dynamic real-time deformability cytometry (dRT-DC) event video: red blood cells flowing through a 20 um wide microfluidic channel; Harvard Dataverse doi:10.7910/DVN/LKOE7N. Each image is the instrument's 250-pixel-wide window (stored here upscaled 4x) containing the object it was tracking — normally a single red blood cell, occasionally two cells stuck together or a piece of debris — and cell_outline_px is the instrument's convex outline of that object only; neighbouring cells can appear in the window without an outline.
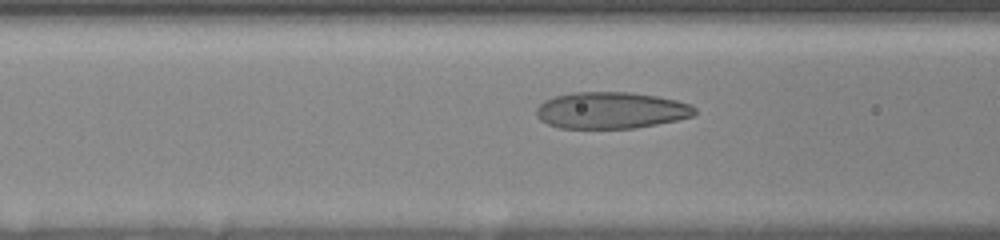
{"species": "human", "species_latin": "Homo sapiens", "temperature_condition": "room temperature", "stored_images_in_passage": 11, "camera_frame_rate_fps": 3000, "um_per_image_px": 0.085, "donor": {"sex": "female"}, "frame": {"image": 1, "passage_image": 9, "time_ms": 3.0, "image_size_px": [1000, 240], "cell_outline_px": [[696, 112], [692, 116], [676, 120], [636, 128], [560, 128], [548, 124], [540, 120], [536, 116], [536, 108], [544, 100], [556, 96], [572, 92], [632, 92], [656, 96], [676, 100], [692, 104], [696, 108]], "centroid_in_image_um": [51.93, 9.37], "position_along_channel_um": 114.7, "area_um2": 33.87}}